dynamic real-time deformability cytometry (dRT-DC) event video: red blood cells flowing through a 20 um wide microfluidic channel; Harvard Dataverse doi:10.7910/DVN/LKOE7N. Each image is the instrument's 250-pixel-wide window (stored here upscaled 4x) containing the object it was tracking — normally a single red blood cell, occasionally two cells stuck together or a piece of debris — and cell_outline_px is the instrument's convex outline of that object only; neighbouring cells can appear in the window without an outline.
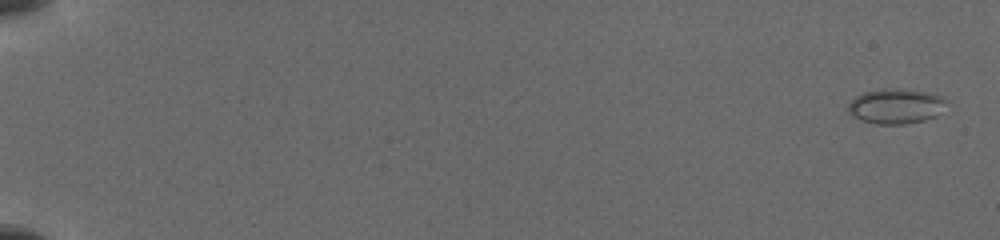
{"species": "common noctule bat (a hibernating species)", "species_latin": "Nyctalus noctula", "temperature_condition": "cold", "stored_images_in_passage": 12, "camera_frame_rate_fps": 3000, "um_per_image_px": 0.085, "animal": {"sex": "female", "body_mass_g": 19.5, "forearm_length_mm": 54.1}, "frame": {"image": 1, "passage_image": 1, "time_ms": 0.0, "image_size_px": [1000, 240], "cell_outline_px": [[948, 100], [936, 116], [924, 120], [904, 124], [876, 124], [860, 120], [852, 116], [848, 112], [848, 104], [856, 96], [864, 92], [884, 88], [904, 88], [928, 92], [944, 96]], "centroid_in_image_um": [76.15, 9.01], "position_along_channel_um": 8.9, "area_um2": 20.29}}
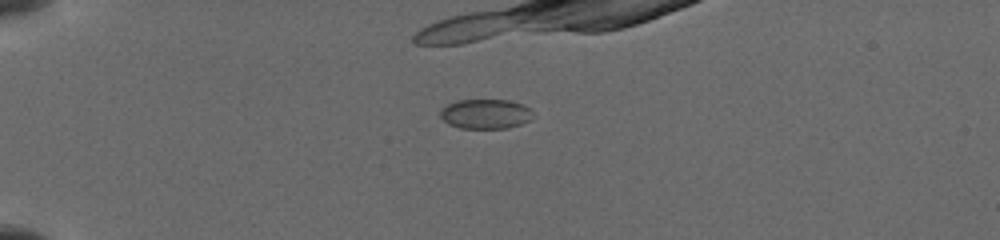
{"frame": {"image": 2, "passage_image": 7, "time_ms": 4.667, "image_size_px": [1000, 240], "cell_outline_px": [[528, 120], [520, 124], [508, 128], [460, 128], [448, 124], [440, 116], [440, 112], [448, 104], [456, 100], [508, 100], [524, 104], [528, 108]], "centroid_in_image_um": [41.21, 9.68], "position_along_channel_um": 43.8, "area_um2": 15.66}}